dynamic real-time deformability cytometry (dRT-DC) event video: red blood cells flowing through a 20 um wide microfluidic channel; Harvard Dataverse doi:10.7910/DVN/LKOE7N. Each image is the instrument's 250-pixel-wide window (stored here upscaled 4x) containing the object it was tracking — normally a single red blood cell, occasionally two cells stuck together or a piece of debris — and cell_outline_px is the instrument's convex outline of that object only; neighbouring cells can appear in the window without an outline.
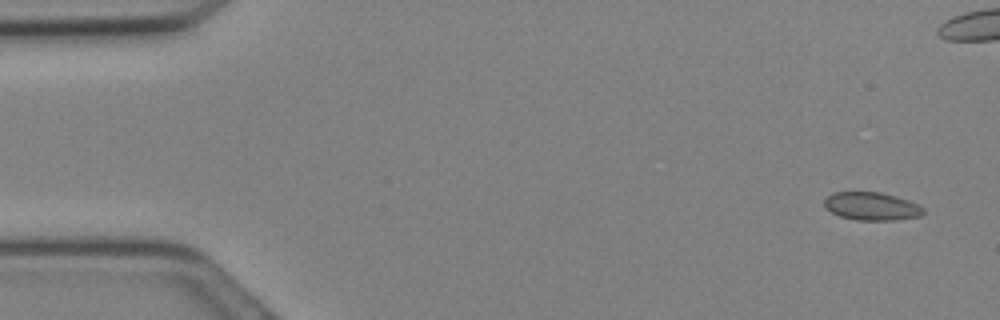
{"species": "Egyptian fruit bat (a non-hibernating species)", "species_latin": "Rousettus aegyptiacus", "temperature_condition": "cold", "stored_images_in_passage": 17, "camera_frame_rate_fps": 3000, "um_per_image_px": 0.085, "animal": {"sex": "female"}, "frame": {"image": 1, "passage_image": 1, "time_ms": 0.0, "image_size_px": [1000, 320], "cell_outline_px": [[924, 212], [920, 216], [892, 220], [856, 220], [840, 216], [832, 212], [824, 204], [824, 200], [832, 192], [880, 192], [896, 196], [908, 200], [924, 208]], "centroid_in_image_um": [74.09, 17.53], "position_along_channel_um": 10.9, "area_um2": 16.01}}
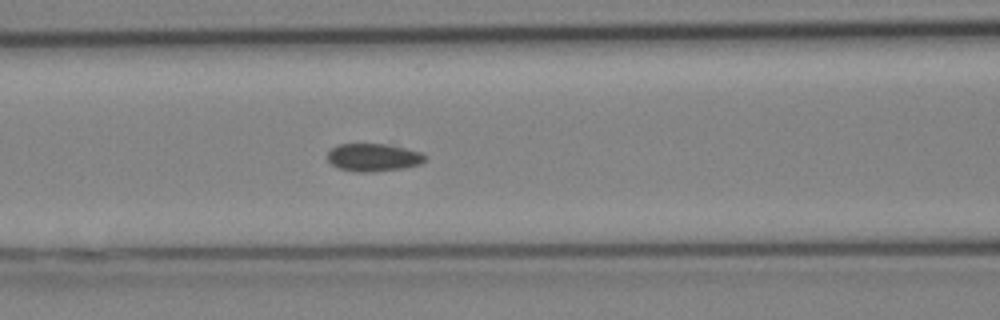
{"frame": {"image": 2, "passage_image": 12, "time_ms": 3.667, "image_size_px": [1000, 320], "cell_outline_px": [[428, 160], [420, 164], [404, 168], [372, 172], [356, 172], [336, 168], [328, 160], [328, 152], [332, 148], [340, 144], [388, 144], [424, 152], [428, 156]], "centroid_in_image_um": [31.8, 13.38], "position_along_channel_um": 134.8, "area_um2": 16.13}}
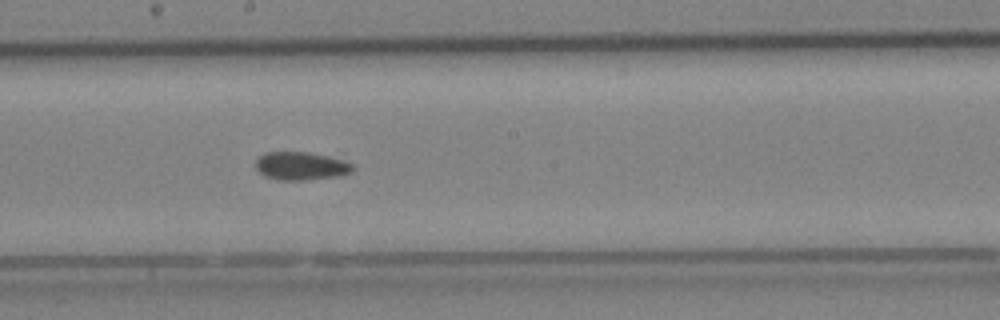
{"frame": {"image": 3, "passage_image": 16, "time_ms": 5.0, "image_size_px": [1000, 320], "cell_outline_px": [[356, 168], [352, 172], [340, 176], [304, 180], [280, 180], [264, 176], [256, 168], [256, 160], [264, 152], [308, 152], [328, 156], [344, 160], [352, 164]], "centroid_in_image_um": [25.61, 14.11], "position_along_channel_um": 222.6, "area_um2": 16.01}}